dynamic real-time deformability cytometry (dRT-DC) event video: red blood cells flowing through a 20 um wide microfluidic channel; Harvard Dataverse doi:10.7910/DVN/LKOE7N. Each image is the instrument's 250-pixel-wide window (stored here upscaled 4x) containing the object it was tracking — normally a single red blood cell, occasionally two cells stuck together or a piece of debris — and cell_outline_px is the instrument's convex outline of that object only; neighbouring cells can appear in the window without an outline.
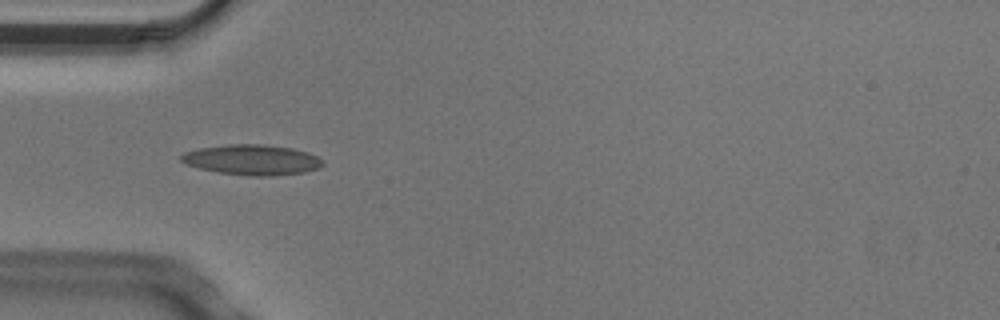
{"species": "Egyptian fruit bat (a non-hibernating species)", "species_latin": "Rousettus aegyptiacus", "temperature_condition": "cold", "stored_images_in_passage": 8, "camera_frame_rate_fps": 3000, "um_per_image_px": 0.085, "animal": {"sex": "male"}, "frame": {"image": 1, "passage_image": 4, "time_ms": 1.0, "image_size_px": [1000, 320], "cell_outline_px": [[324, 164], [316, 168], [304, 172], [272, 176], [252, 176], [220, 172], [200, 168], [188, 164], [180, 160], [180, 156], [184, 152], [200, 148], [228, 144], [260, 144], [292, 148], [308, 152], [324, 160]], "centroid_in_image_um": [21.44, 13.58], "position_along_channel_um": 63.6, "area_um2": 24.8}}
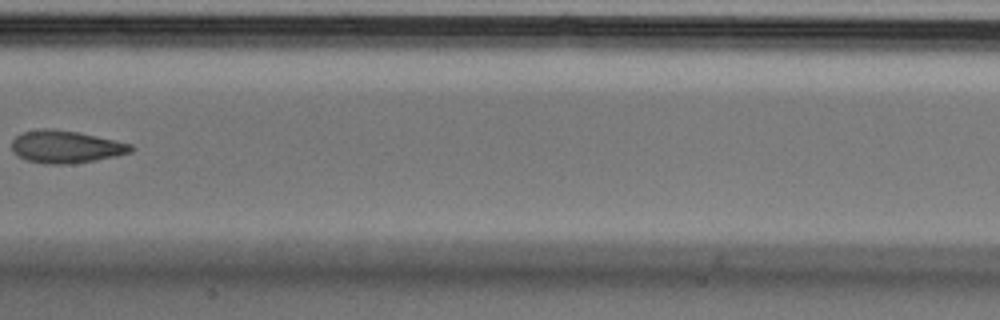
{"frame": {"image": 2, "passage_image": 7, "time_ms": 2.0, "image_size_px": [1000, 320], "cell_outline_px": [[136, 148], [132, 152], [116, 156], [96, 160], [72, 164], [44, 164], [28, 160], [12, 152], [12, 140], [16, 136], [24, 132], [44, 128], [48, 128], [80, 132], [132, 144]], "centroid_in_image_um": [5.63, 12.48], "position_along_channel_um": 201.8, "area_um2": 22.66}}
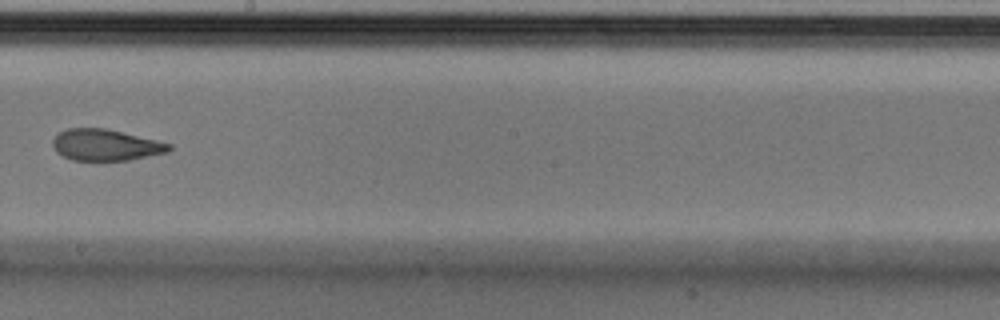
{"frame": {"image": 3, "passage_image": 8, "time_ms": 2.333, "image_size_px": [1000, 320], "cell_outline_px": [[172, 148], [168, 152], [128, 160], [100, 164], [72, 160], [56, 152], [52, 144], [52, 140], [60, 132], [68, 128], [104, 128], [156, 140], [172, 144]], "centroid_in_image_um": [8.96, 12.37], "position_along_channel_um": 239.2, "area_um2": 21.85}}